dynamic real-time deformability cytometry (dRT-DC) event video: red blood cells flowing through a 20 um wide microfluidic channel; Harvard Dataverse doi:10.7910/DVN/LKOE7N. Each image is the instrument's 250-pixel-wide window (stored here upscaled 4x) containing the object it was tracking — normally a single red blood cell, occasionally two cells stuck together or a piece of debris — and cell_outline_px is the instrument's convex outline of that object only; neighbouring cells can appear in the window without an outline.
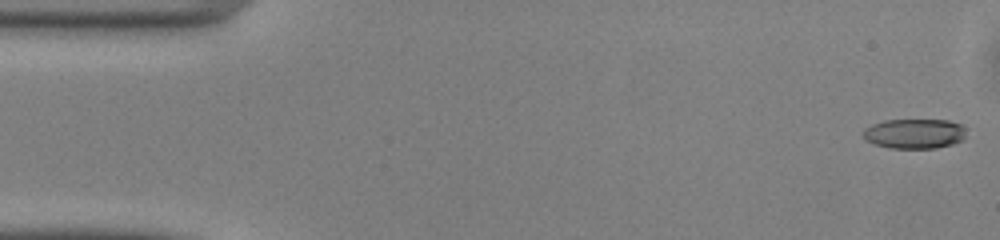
{"species": "common noctule bat (a hibernating species)", "species_latin": "Nyctalus noctula", "temperature_condition": "warm", "stored_images_in_passage": 49, "camera_frame_rate_fps": 3000, "um_per_image_px": 0.085, "animal": {"sex": "male", "body_mass_g": 13.0, "forearm_length_mm": 53.1}, "frame": {"image": 1, "passage_image": 1, "time_ms": 0.0, "image_size_px": [1000, 240], "cell_outline_px": [[964, 140], [952, 144], [936, 148], [888, 148], [876, 144], [868, 140], [864, 136], [864, 128], [872, 124], [884, 120], [948, 120], [960, 124], [964, 128]], "centroid_in_image_um": [77.74, 11.36], "position_along_channel_um": 7.3, "area_um2": 17.8}}
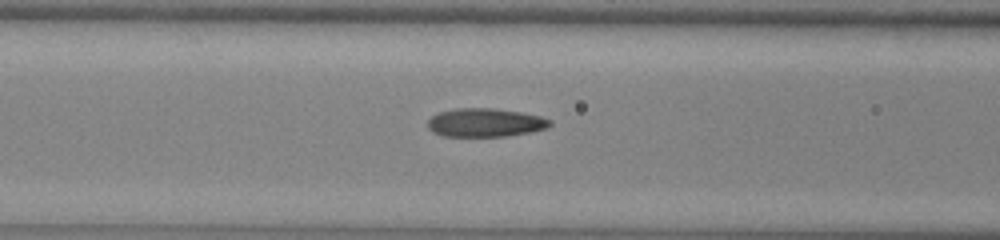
{"frame": {"image": 2, "passage_image": 19, "time_ms": 6.0, "image_size_px": [1000, 240], "cell_outline_px": [[552, 124], [548, 128], [532, 132], [504, 136], [444, 136], [432, 132], [428, 128], [428, 120], [432, 116], [440, 112], [452, 108], [492, 108], [520, 112], [540, 116], [552, 120]], "centroid_in_image_um": [41.26, 10.42], "position_along_channel_um": 125.3, "area_um2": 20.4}}
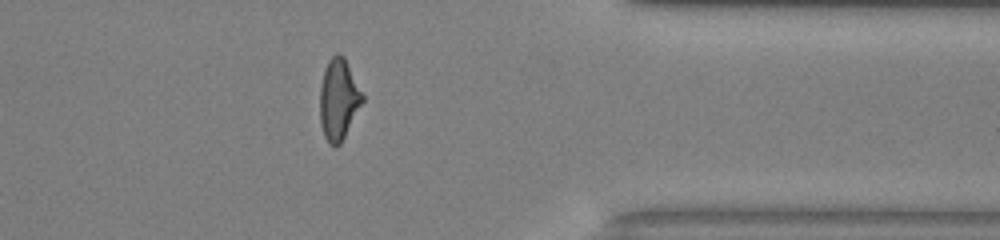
{"frame": {"image": 3, "passage_image": 39, "time_ms": 12.667, "image_size_px": [1000, 240], "cell_outline_px": [[364, 100], [340, 144], [336, 148], [328, 144], [324, 136], [320, 124], [320, 88], [324, 68], [328, 60], [336, 52], [344, 56], [364, 96]], "centroid_in_image_um": [28.77, 8.45], "position_along_channel_um": 382.6, "area_um2": 20.17}, "authors_computed_cell_mechanics": {"area_um2": 20.1722, "velocity_mm_per_s": 4.1293, "shape_relaxation_time_tau1_ms": 8.3373, "shape_relaxation_time_tau2_ms": 1.6461, "deformation_change_tau1": 0.2279, "deformation_change_tau2": 0.1084}}